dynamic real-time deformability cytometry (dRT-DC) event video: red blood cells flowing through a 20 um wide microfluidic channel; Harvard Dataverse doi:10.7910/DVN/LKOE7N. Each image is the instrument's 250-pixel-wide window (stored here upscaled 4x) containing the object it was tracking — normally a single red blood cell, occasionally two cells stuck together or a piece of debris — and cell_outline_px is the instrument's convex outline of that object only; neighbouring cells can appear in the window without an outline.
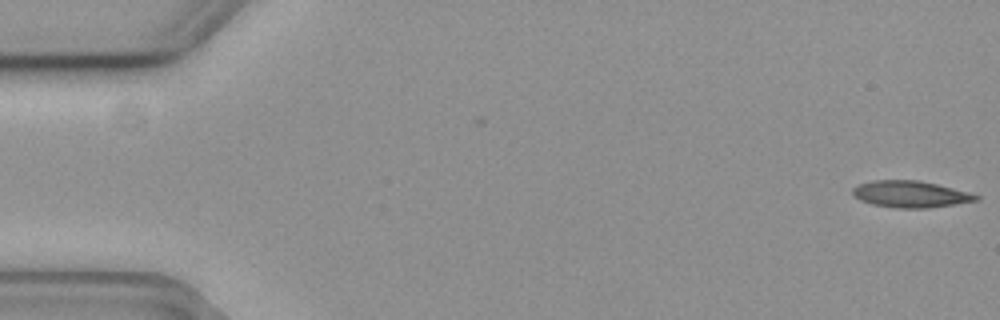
{"species": "common noctule bat (a hibernating species)", "species_latin": "Nyctalus noctula", "temperature_condition": "cold", "stored_images_in_passage": 10, "camera_frame_rate_fps": 3000, "um_per_image_px": 0.085, "animal": {"sex": "female", "body_mass_g": 19.3, "forearm_length_mm": 54.1}, "frame": {"image": 1, "passage_image": 1, "time_ms": 0.0, "image_size_px": [1000, 320], "cell_outline_px": [[980, 200], [956, 204], [928, 208], [896, 208], [872, 204], [860, 200], [852, 192], [852, 188], [860, 184], [872, 180], [916, 180], [936, 184], [968, 192], [980, 196]], "centroid_in_image_um": [77.4, 16.51], "position_along_channel_um": 7.6, "area_um2": 19.02}}